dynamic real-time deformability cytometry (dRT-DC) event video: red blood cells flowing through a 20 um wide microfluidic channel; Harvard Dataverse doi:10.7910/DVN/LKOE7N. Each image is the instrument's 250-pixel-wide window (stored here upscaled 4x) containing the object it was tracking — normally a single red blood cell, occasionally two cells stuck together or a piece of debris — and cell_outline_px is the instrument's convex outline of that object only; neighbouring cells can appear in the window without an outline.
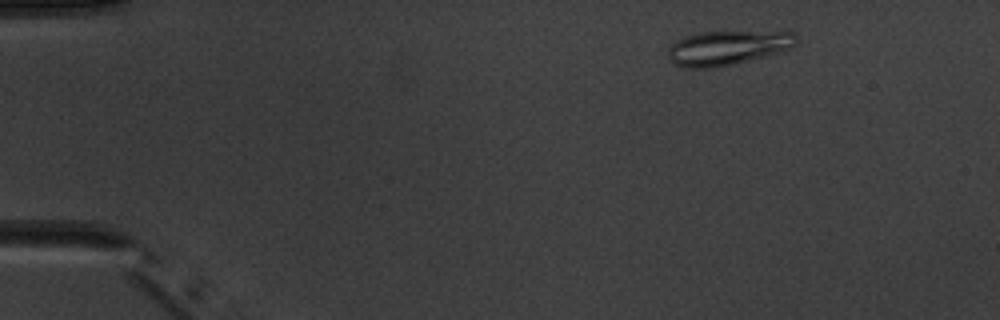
{"species": "common noctule bat (a hibernating species)", "species_latin": "Nyctalus noctula", "temperature_condition": "warm", "stored_images_in_passage": 4, "camera_frame_rate_fps": 3000, "um_per_image_px": 0.085, "animal": {"sex": "male", "body_mass_g": 20.1, "forearm_length_mm": 53.5}, "frame": {"image": 1, "passage_image": 2, "time_ms": 1.333, "image_size_px": [1000, 320], "cell_outline_px": [[796, 44], [792, 48], [768, 56], [736, 64], [712, 68], [684, 68], [676, 64], [668, 56], [668, 48], [676, 40], [700, 32], [796, 32]], "centroid_in_image_um": [61.87, 4.08], "position_along_channel_um": 23.1, "area_um2": 25.72}}